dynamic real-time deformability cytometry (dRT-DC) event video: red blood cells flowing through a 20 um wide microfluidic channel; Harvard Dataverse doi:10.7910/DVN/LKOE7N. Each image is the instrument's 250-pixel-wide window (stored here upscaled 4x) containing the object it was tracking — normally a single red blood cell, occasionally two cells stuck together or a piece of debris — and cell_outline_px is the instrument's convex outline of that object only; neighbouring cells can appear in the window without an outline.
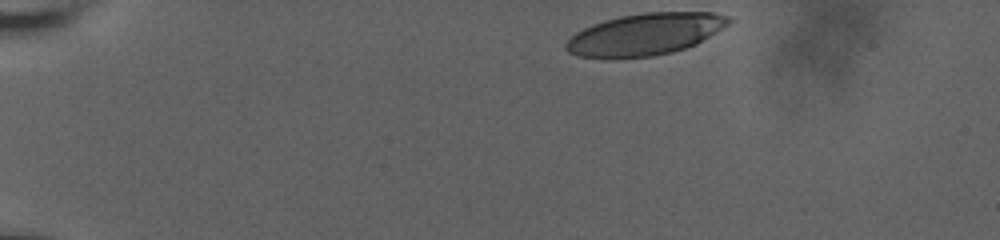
{"species": "human", "species_latin": "Homo sapiens", "temperature_condition": "room temperature", "stored_images_in_passage": 40, "camera_frame_rate_fps": 3000, "um_per_image_px": 0.085, "donor": {"sex": "male"}, "frame": {"image": 1, "passage_image": 1, "time_ms": 0.0, "image_size_px": [1000, 240], "cell_outline_px": [[732, 20], [728, 24], [696, 44], [672, 52], [652, 56], [580, 56], [568, 52], [564, 48], [564, 44], [576, 32], [592, 24], [604, 20], [620, 16], [644, 12], [712, 12], [728, 16]], "centroid_in_image_um": [54.84, 2.88], "position_along_channel_um": 30.2, "area_um2": 38.9}}
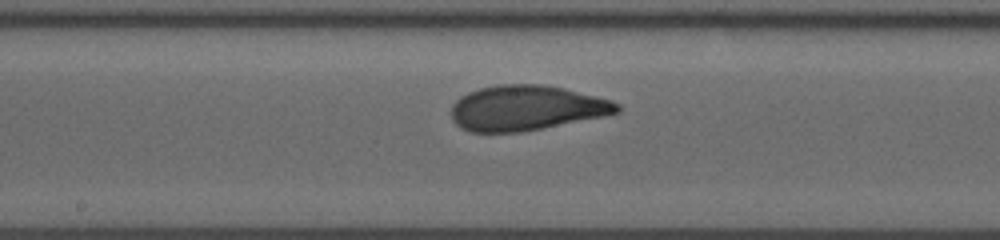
{"frame": {"image": 2, "passage_image": 23, "time_ms": 7.333, "image_size_px": [1000, 240], "cell_outline_px": [[620, 112], [604, 116], [520, 132], [468, 132], [460, 128], [452, 120], [452, 104], [460, 96], [468, 92], [480, 88], [496, 84], [540, 84], [564, 88], [612, 100], [620, 104]], "centroid_in_image_um": [44.71, 9.17], "position_along_channel_um": 203.5, "area_um2": 43.64}}
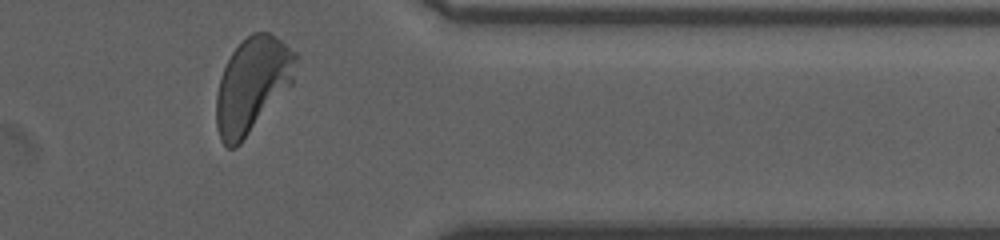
{"frame": {"image": 3, "passage_image": 39, "time_ms": 12.667, "image_size_px": [1000, 240], "cell_outline_px": [[300, 60], [292, 84], [240, 144], [236, 148], [228, 148], [220, 140], [216, 128], [216, 96], [220, 76], [232, 52], [252, 32], [268, 32], [276, 36], [296, 52], [300, 56]], "centroid_in_image_um": [21.47, 7.21], "position_along_channel_um": 389.9, "area_um2": 44.27}, "authors_computed_cell_mechanics": {"area_um2": 42.9165, "velocity_mm_per_s": 3.684, "shape_relaxation_time_tau1_ms": 4.4105, "shape_relaxation_time_tau2_ms": 0.803, "deformation_change_tau1": 0.1667, "deformation_change_tau2": 0.0667}}